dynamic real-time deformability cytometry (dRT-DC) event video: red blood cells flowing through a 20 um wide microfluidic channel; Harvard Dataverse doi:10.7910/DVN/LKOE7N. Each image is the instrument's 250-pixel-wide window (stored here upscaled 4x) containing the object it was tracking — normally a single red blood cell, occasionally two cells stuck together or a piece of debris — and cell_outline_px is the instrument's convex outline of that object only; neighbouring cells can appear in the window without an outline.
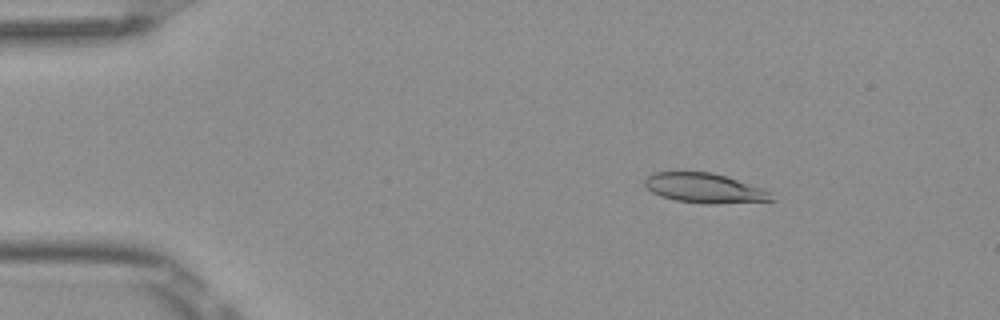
{"species": "Egyptian fruit bat (a non-hibernating species)", "species_latin": "Rousettus aegyptiacus", "temperature_condition": "room temperature", "stored_images_in_passage": 4, "camera_frame_rate_fps": 3000, "um_per_image_px": 0.085, "frame": {"image": 1, "passage_image": 2, "time_ms": 0.333, "image_size_px": [1000, 320], "cell_outline_px": [[776, 200], [716, 204], [704, 204], [676, 200], [660, 196], [652, 192], [644, 184], [644, 180], [652, 172], [712, 172], [764, 188]], "centroid_in_image_um": [59.88, 15.99], "position_along_channel_um": 25.1, "area_um2": 21.91}}